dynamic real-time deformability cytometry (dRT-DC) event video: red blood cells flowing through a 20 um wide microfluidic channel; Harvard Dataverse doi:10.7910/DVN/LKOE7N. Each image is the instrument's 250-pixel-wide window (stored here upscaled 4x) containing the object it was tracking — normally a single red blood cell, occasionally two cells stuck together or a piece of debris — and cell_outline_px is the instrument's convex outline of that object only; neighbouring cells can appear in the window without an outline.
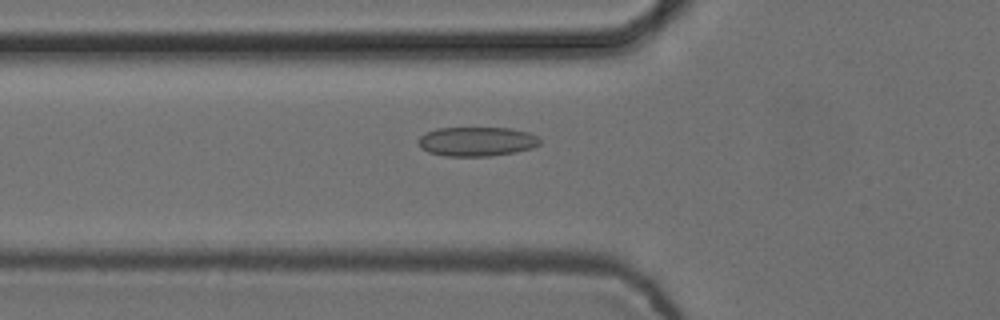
{"species": "common noctule bat (a hibernating species)", "species_latin": "Nyctalus noctula", "temperature_condition": "cold", "stored_images_in_passage": 55, "camera_frame_rate_fps": 3000, "um_per_image_px": 0.085, "animal": {"sex": "female", "body_mass_g": 24.6, "forearm_length_mm": 56.2}, "frame": {"image": 1, "passage_image": 20, "time_ms": 6.333, "image_size_px": [1000, 320], "cell_outline_px": [[540, 144], [532, 148], [516, 152], [492, 156], [444, 156], [428, 152], [420, 148], [416, 140], [420, 136], [436, 128], [508, 128], [528, 132], [536, 136], [540, 140]], "centroid_in_image_um": [40.49, 12.03], "position_along_channel_um": 85.3, "area_um2": 20.87}}
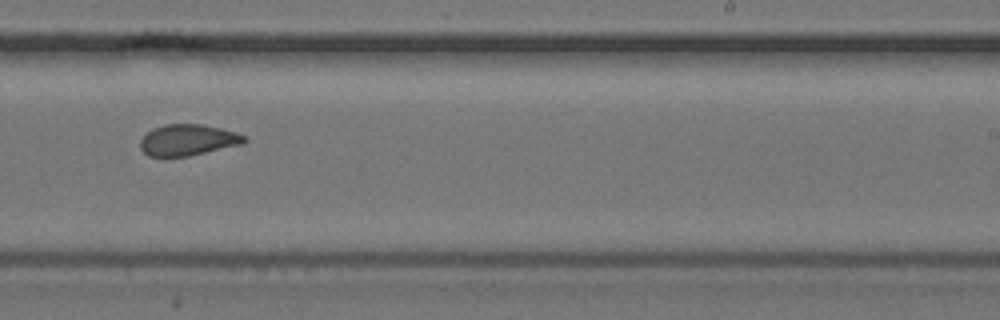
{"frame": {"image": 2, "passage_image": 35, "time_ms": 11.333, "image_size_px": [1000, 320], "cell_outline_px": [[248, 140], [244, 144], [188, 156], [148, 156], [140, 148], [140, 140], [152, 128], [164, 124], [200, 124], [220, 128], [236, 132], [248, 136]], "centroid_in_image_um": [16.01, 11.89], "position_along_channel_um": 273.0, "area_um2": 19.02}}
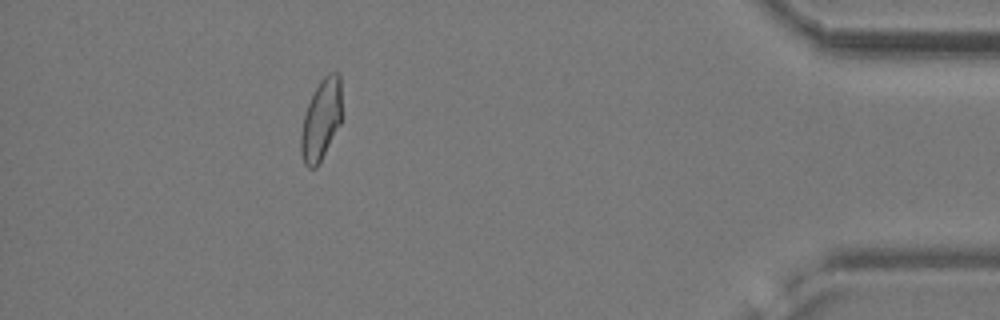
{"frame": {"image": 3, "passage_image": 50, "time_ms": 16.333, "image_size_px": [1000, 320], "cell_outline_px": [[340, 124], [316, 168], [308, 168], [304, 164], [300, 152], [300, 132], [304, 116], [308, 104], [320, 80], [328, 72], [340, 72]], "centroid_in_image_um": [27.27, 10.18], "position_along_channel_um": 407.9, "area_um2": 19.02}, "authors_computed_cell_mechanics": {"area_um2": 19.8254, "velocity_mm_per_s": 3.7475, "shape_relaxation_time_tau1_ms": null, "shape_relaxation_time_tau2_ms": 2.2016, "deformation_change_tau1": null, "deformation_change_tau2": 0.0694}}